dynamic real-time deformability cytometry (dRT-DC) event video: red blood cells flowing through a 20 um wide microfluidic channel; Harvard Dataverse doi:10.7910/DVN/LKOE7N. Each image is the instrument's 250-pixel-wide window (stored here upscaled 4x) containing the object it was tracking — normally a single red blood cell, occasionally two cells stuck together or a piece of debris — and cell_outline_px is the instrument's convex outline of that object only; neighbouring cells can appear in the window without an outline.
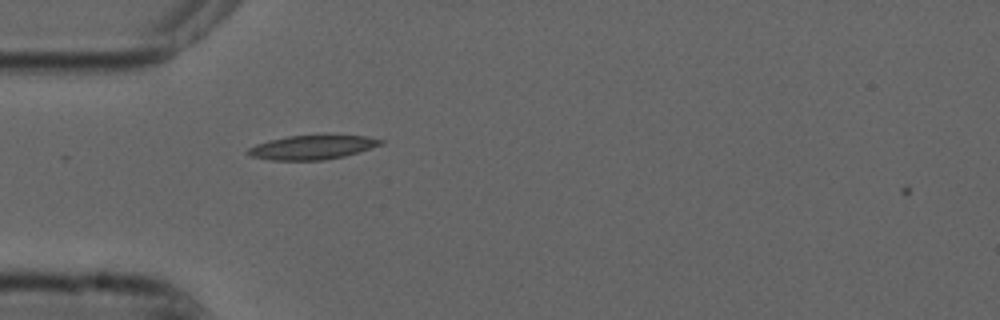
{"species": "common noctule bat (a hibernating species)", "species_latin": "Nyctalus noctula", "temperature_condition": "cold", "stored_images_in_passage": 3, "camera_frame_rate_fps": 3000, "um_per_image_px": 0.085, "animal": {"sex": "male", "forearm_length_mm": 52.5}, "frame": {"image": 1, "passage_image": 2, "time_ms": 0.333, "image_size_px": [1000, 320], "cell_outline_px": [[384, 144], [372, 148], [344, 156], [324, 160], [272, 160], [248, 156], [244, 152], [248, 148], [256, 144], [268, 140], [288, 136], [324, 132], [328, 132], [364, 136], [384, 140]], "centroid_in_image_um": [26.56, 12.47], "position_along_channel_um": 58.4, "area_um2": 19.71}}